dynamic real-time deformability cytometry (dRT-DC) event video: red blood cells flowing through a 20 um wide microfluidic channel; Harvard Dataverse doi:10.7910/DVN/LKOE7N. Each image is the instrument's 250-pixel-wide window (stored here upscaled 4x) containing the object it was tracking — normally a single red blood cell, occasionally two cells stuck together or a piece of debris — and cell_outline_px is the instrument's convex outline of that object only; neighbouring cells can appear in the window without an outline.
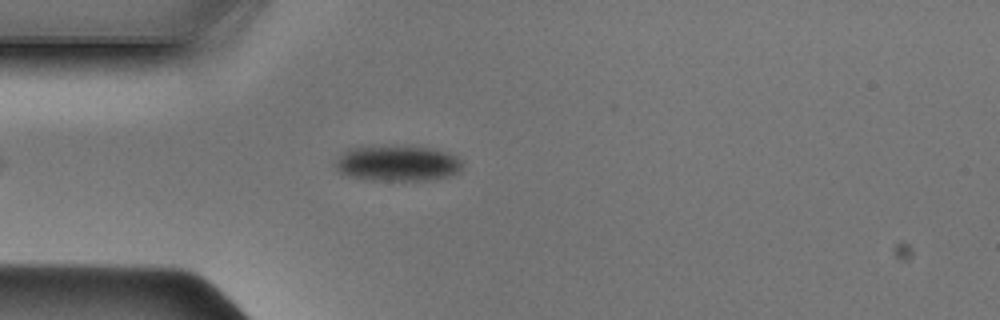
{"species": "Egyptian fruit bat (a non-hibernating species)", "species_latin": "Rousettus aegyptiacus", "temperature_condition": "cold", "stored_images_in_passage": 35, "camera_frame_rate_fps": 3000, "um_per_image_px": 0.085, "animal": {"sex": "male"}, "frame": {"image": 1, "passage_image": 2, "time_ms": 0.333, "image_size_px": [1000, 320], "cell_outline_px": [[460, 172], [448, 176], [428, 180], [368, 180], [348, 176], [340, 172], [332, 164], [344, 152], [352, 148], [408, 144], [432, 148], [448, 152], [456, 156], [460, 160]], "centroid_in_image_um": [33.78, 13.86], "position_along_channel_um": 51.2, "area_um2": 26.76}}
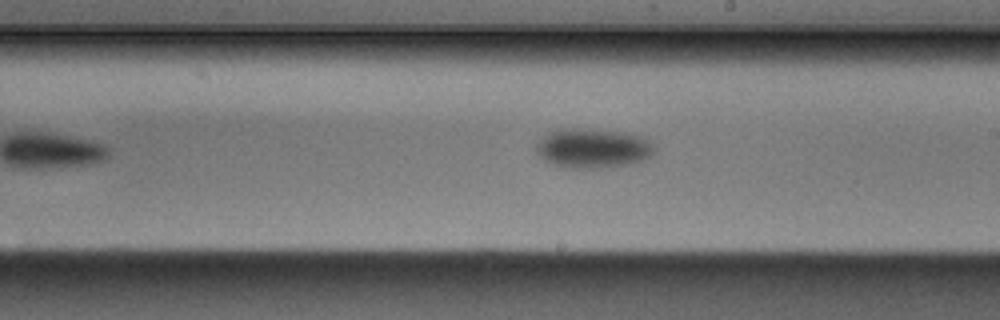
{"frame": {"image": 2, "passage_image": 16, "time_ms": 5.0, "image_size_px": [1000, 320], "cell_outline_px": [[656, 152], [652, 156], [644, 160], [628, 164], [604, 168], [572, 168], [556, 164], [544, 160], [536, 152], [536, 144], [548, 132], [556, 128], [580, 128], [624, 132], [644, 136], [656, 148]], "centroid_in_image_um": [50.43, 12.59], "position_along_channel_um": 238.6, "area_um2": 27.51}}
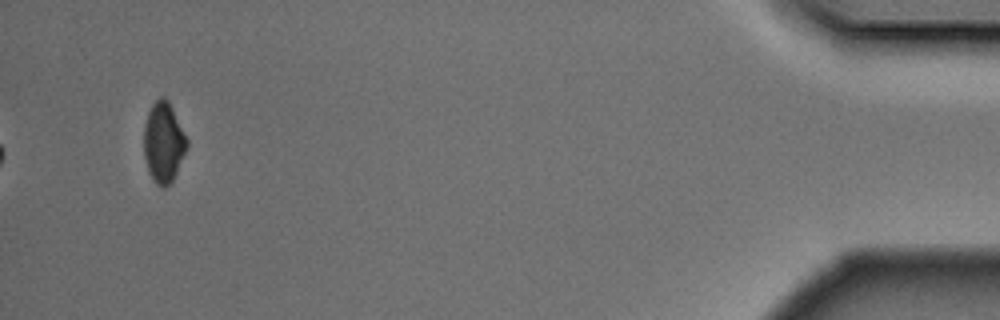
{"frame": {"image": 3, "passage_image": 35, "time_ms": 11.333, "image_size_px": [1000, 320], "cell_outline_px": [[188, 148], [172, 180], [164, 188], [160, 188], [152, 180], [148, 172], [144, 156], [144, 124], [148, 112], [152, 104], [160, 96], [164, 96], [168, 100], [188, 140]], "centroid_in_image_um": [13.89, 12.11], "position_along_channel_um": 421.3, "area_um2": 20.23}}